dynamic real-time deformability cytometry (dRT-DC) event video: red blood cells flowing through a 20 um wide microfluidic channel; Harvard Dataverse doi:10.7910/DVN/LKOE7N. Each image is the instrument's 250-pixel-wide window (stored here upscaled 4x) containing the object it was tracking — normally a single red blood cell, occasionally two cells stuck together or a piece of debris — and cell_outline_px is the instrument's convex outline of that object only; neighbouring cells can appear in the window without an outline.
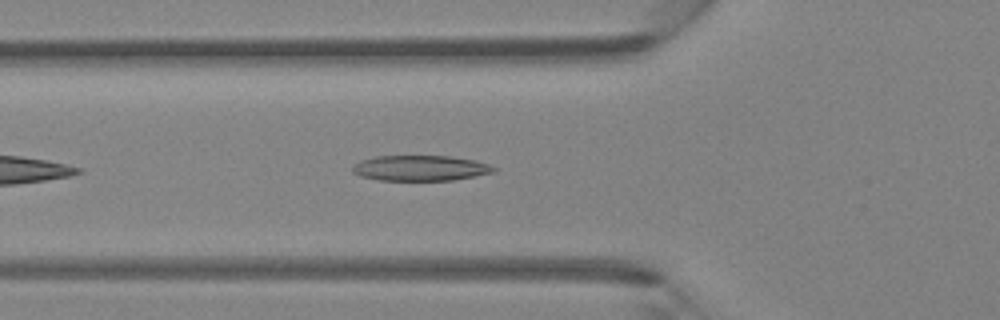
{"species": "Egyptian fruit bat (a non-hibernating species)", "species_latin": "Rousettus aegyptiacus", "temperature_condition": "room temperature", "stored_images_in_passage": 30, "camera_frame_rate_fps": 3000, "um_per_image_px": 0.085, "animal": {"sex": "female"}, "frame": {"image": 1, "passage_image": 5, "time_ms": 1.333, "image_size_px": [1000, 320], "cell_outline_px": [[496, 172], [452, 180], [380, 180], [360, 176], [352, 172], [352, 164], [360, 160], [376, 156], [452, 156], [476, 160], [488, 164], [496, 168]], "centroid_in_image_um": [35.71, 14.28], "position_along_channel_um": 90.1, "area_um2": 21.04}}
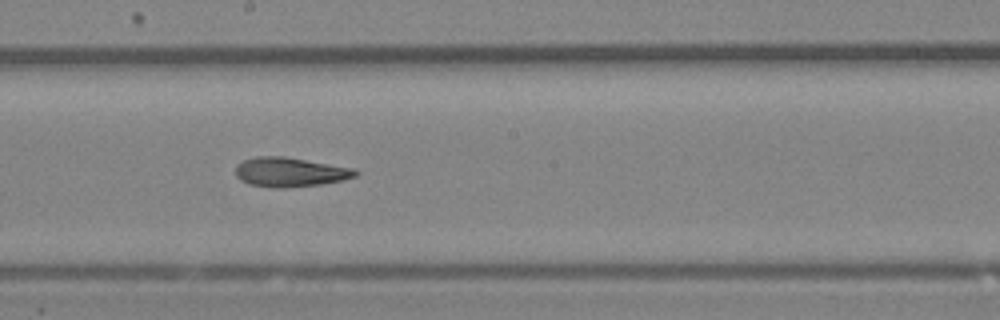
{"frame": {"image": 2, "passage_image": 14, "time_ms": 4.333, "image_size_px": [1000, 320], "cell_outline_px": [[360, 172], [356, 176], [344, 180], [320, 184], [280, 188], [276, 188], [248, 184], [240, 180], [236, 176], [236, 164], [244, 160], [256, 156], [284, 156], [356, 168]], "centroid_in_image_um": [24.67, 14.62], "position_along_channel_um": 223.5, "area_um2": 20.69}}
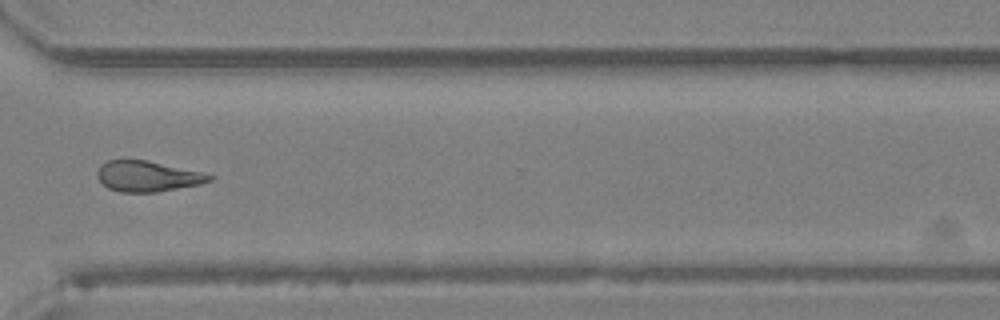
{"frame": {"image": 3, "passage_image": 23, "time_ms": 7.333, "image_size_px": [1000, 320], "cell_outline_px": [[216, 176], [212, 180], [200, 184], [156, 192], [120, 192], [108, 188], [96, 176], [96, 172], [100, 164], [108, 160], [148, 160], [200, 172]], "centroid_in_image_um": [12.52, 14.98], "position_along_channel_um": 358.1, "area_um2": 19.94}}